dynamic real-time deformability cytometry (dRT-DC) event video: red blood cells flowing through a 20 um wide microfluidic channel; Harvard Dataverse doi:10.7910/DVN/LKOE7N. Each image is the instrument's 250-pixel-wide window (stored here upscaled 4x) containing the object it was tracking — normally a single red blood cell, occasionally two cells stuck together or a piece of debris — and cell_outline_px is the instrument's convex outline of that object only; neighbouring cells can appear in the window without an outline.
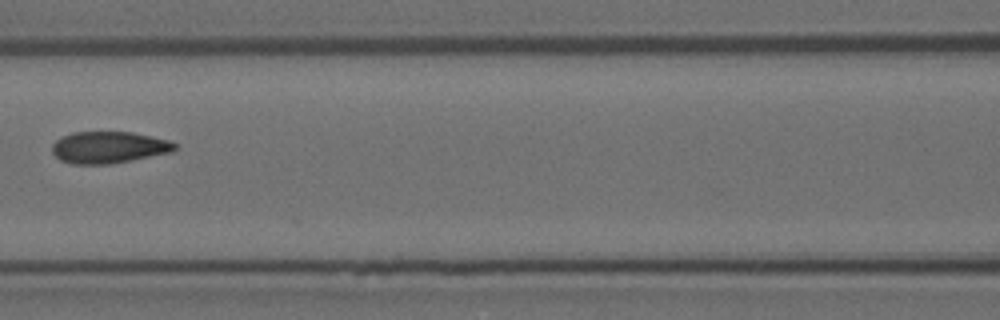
{"species": "Egyptian fruit bat (a non-hibernating species)", "species_latin": "Rousettus aegyptiacus", "temperature_condition": "room temperature", "stored_images_in_passage": 9, "camera_frame_rate_fps": 3000, "um_per_image_px": 0.085, "animal": {"sex": "female"}, "frame": {"image": 1, "passage_image": 6, "time_ms": 1.667, "image_size_px": [1000, 320], "cell_outline_px": [[176, 148], [172, 152], [108, 164], [72, 164], [60, 160], [52, 152], [52, 144], [60, 136], [72, 132], [132, 132], [152, 136], [168, 140], [176, 144]], "centroid_in_image_um": [9.2, 12.51], "position_along_channel_um": 157.4, "area_um2": 22.66}}
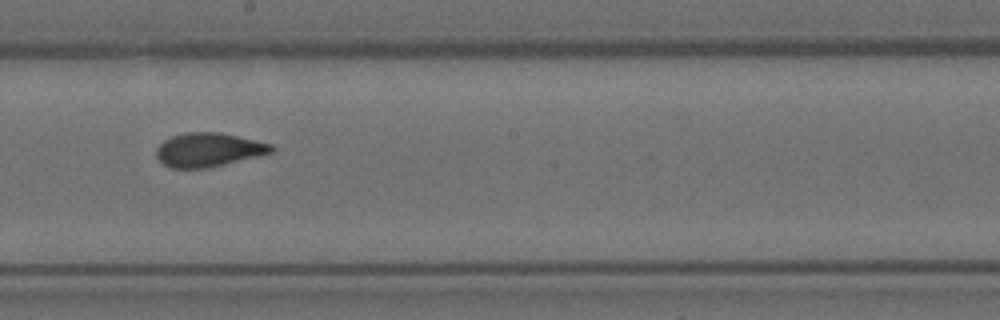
{"frame": {"image": 2, "passage_image": 8, "time_ms": 2.333, "image_size_px": [1000, 320], "cell_outline_px": [[276, 148], [272, 152], [208, 168], [168, 168], [156, 156], [156, 148], [164, 140], [172, 136], [184, 132], [220, 132], [272, 144]], "centroid_in_image_um": [17.69, 12.73], "position_along_channel_um": 230.5, "area_um2": 22.6}}
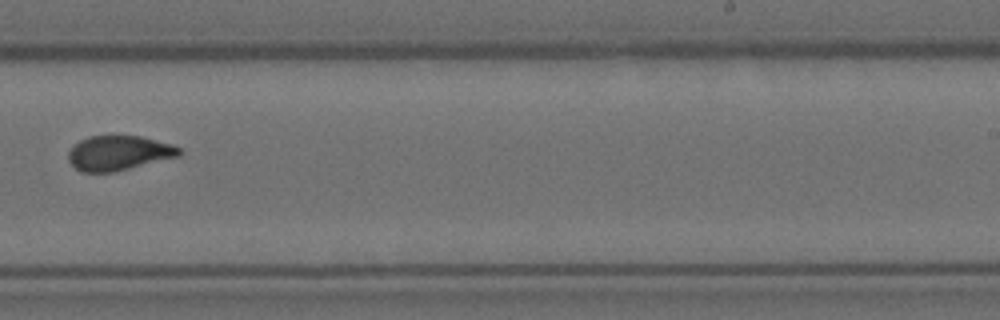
{"frame": {"image": 3, "passage_image": 9, "time_ms": 2.667, "image_size_px": [1000, 320], "cell_outline_px": [[184, 152], [180, 156], [112, 172], [80, 172], [68, 160], [68, 152], [80, 140], [88, 136], [140, 136], [172, 144], [180, 148]], "centroid_in_image_um": [10.11, 13.0], "position_along_channel_um": 278.9, "area_um2": 22.31}}